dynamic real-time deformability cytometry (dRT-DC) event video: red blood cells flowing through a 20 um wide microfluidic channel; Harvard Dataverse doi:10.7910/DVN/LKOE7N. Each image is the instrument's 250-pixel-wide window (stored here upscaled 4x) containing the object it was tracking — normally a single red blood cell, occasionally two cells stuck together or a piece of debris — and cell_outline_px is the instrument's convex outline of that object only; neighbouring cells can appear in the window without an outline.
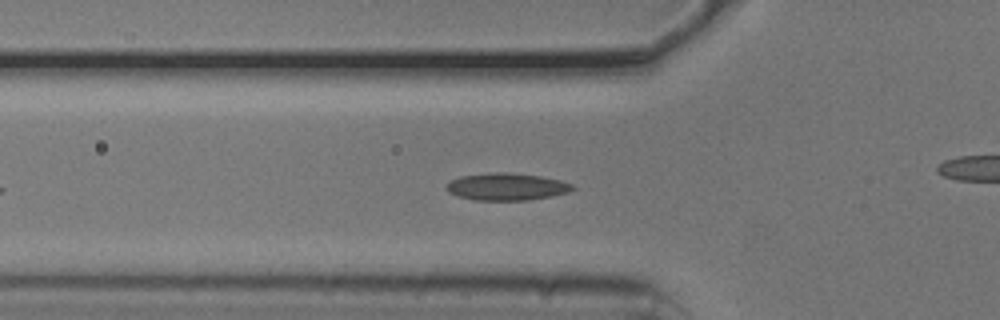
{"species": "common noctule bat (a hibernating species)", "species_latin": "Nyctalus noctula", "temperature_condition": "cold", "stored_images_in_passage": 44, "camera_frame_rate_fps": 3000, "um_per_image_px": 0.085, "animal": {"sex": "male", "body_mass_g": 20.5, "forearm_length_mm": 52.5}, "frame": {"image": 1, "passage_image": 11, "time_ms": 3.333, "image_size_px": [1000, 320], "cell_outline_px": [[576, 188], [568, 192], [552, 196], [528, 200], [476, 200], [460, 196], [448, 192], [444, 188], [452, 180], [460, 176], [492, 172], [504, 172], [540, 176], [560, 180], [572, 184]], "centroid_in_image_um": [43.08, 15.87], "position_along_channel_um": 82.7, "area_um2": 19.88}}
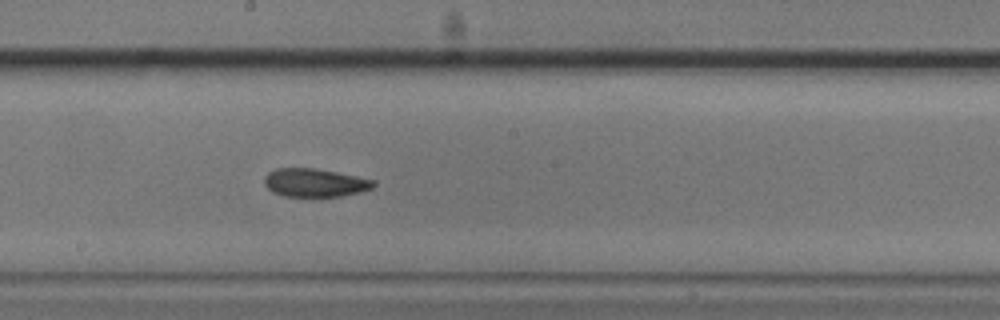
{"frame": {"image": 2, "passage_image": 22, "time_ms": 7.0, "image_size_px": [1000, 320], "cell_outline_px": [[376, 184], [372, 188], [360, 192], [340, 196], [284, 196], [272, 192], [264, 184], [264, 176], [268, 172], [276, 168], [312, 168], [336, 172], [376, 180]], "centroid_in_image_um": [26.75, 15.52], "position_along_channel_um": 221.5, "area_um2": 17.98}}
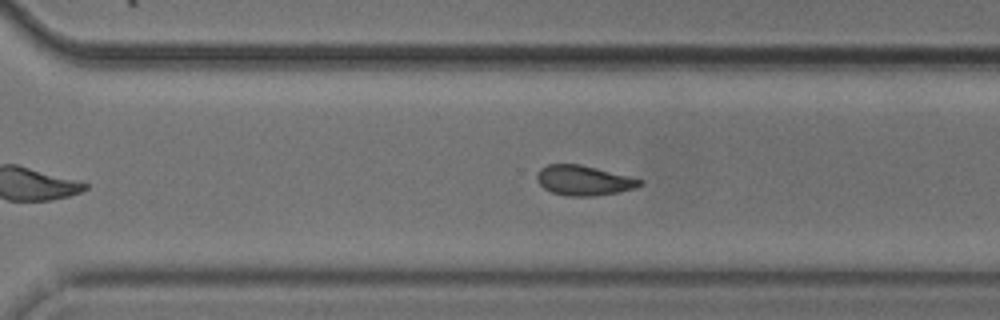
{"frame": {"image": 3, "passage_image": 30, "time_ms": 9.667, "image_size_px": [1000, 320], "cell_outline_px": [[644, 184], [636, 188], [620, 192], [592, 196], [564, 196], [552, 192], [544, 188], [536, 180], [536, 176], [540, 168], [548, 164], [580, 164], [644, 180]], "centroid_in_image_um": [49.62, 15.34], "position_along_channel_um": 321.0, "area_um2": 18.03}, "authors_computed_cell_mechanics": {"area_um2": 18.6694, "velocity_mm_per_s": 3.7526, "shape_relaxation_time_tau1_ms": null, "shape_relaxation_time_tau2_ms": 3.7272, "deformation_change_tau1": null, "deformation_change_tau2": 0.0852}}